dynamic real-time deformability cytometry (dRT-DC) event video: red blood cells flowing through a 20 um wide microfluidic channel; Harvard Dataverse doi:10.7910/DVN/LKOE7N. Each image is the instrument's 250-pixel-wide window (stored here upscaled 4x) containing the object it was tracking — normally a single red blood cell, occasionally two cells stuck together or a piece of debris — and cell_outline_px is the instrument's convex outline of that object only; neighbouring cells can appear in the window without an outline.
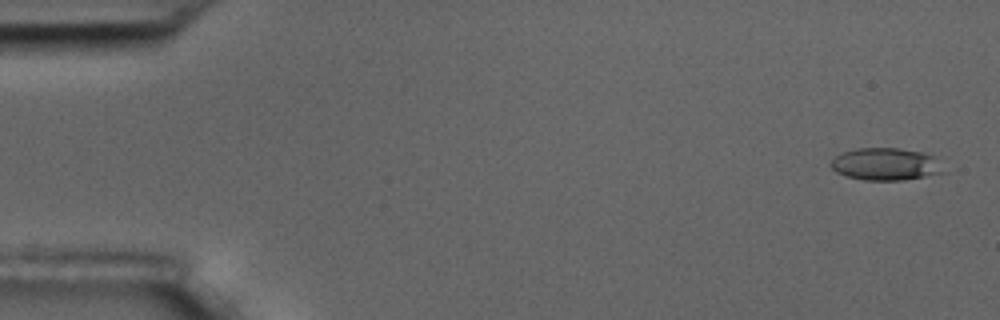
{"species": "common noctule bat (a hibernating species)", "species_latin": "Nyctalus noctula", "temperature_condition": "room temperature", "stored_images_in_passage": 9, "camera_frame_rate_fps": 3000, "um_per_image_px": 0.085, "animal": {"sex": "male", "body_mass_g": 17.5, "forearm_length_mm": 52.3}, "frame": {"image": 1, "passage_image": 1, "time_ms": 0.0, "image_size_px": [1000, 320], "cell_outline_px": [[948, 172], [904, 180], [864, 180], [848, 176], [836, 172], [828, 164], [836, 156], [844, 152], [856, 148], [896, 148], [924, 152], [932, 156]], "centroid_in_image_um": [75.29, 13.96], "position_along_channel_um": 9.7, "area_um2": 21.21}}
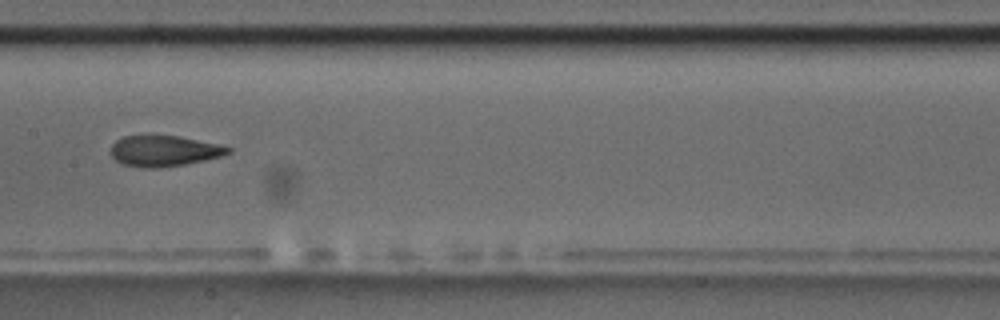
{"frame": {"image": 2, "passage_image": 8, "time_ms": 9.0, "image_size_px": [1000, 320], "cell_outline_px": [[232, 152], [220, 156], [204, 160], [184, 164], [156, 168], [144, 168], [124, 164], [116, 160], [108, 152], [112, 144], [116, 140], [124, 136], [180, 136], [216, 144], [232, 148]], "centroid_in_image_um": [13.91, 12.83], "position_along_channel_um": 193.5, "area_um2": 20.87}}
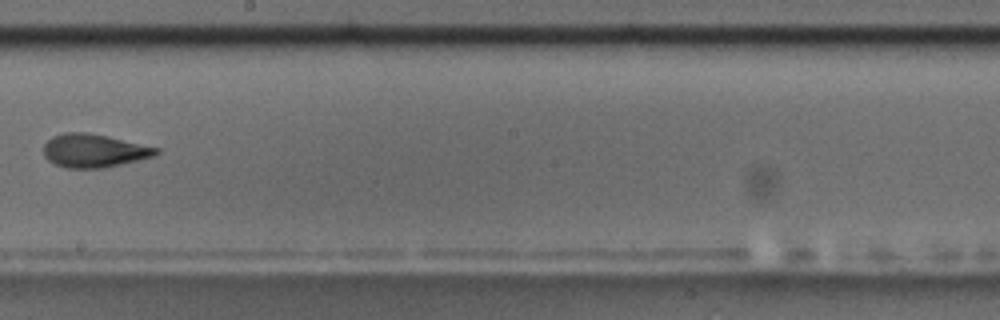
{"frame": {"image": 3, "passage_image": 9, "time_ms": 10.333, "image_size_px": [1000, 320], "cell_outline_px": [[160, 152], [152, 156], [104, 168], [68, 168], [56, 164], [48, 160], [44, 156], [44, 144], [52, 136], [64, 132], [88, 132], [108, 136], [160, 148]], "centroid_in_image_um": [7.97, 12.79], "position_along_channel_um": 240.2, "area_um2": 21.79}}